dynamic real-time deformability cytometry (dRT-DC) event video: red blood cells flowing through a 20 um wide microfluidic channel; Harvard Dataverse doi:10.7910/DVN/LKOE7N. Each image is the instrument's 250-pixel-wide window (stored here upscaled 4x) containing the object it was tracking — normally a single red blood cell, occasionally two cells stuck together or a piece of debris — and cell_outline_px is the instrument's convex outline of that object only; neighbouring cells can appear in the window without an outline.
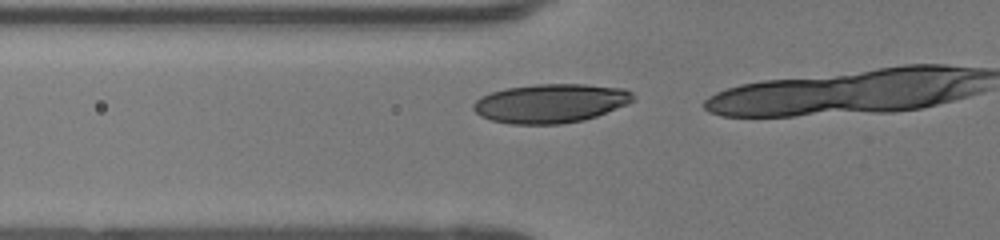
{"species": "human", "species_latin": "Homo sapiens", "temperature_condition": "room temperature", "stored_images_in_passage": 11, "camera_frame_rate_fps": 3000, "um_per_image_px": 0.085, "donor": {"sex": "female"}, "frame": {"image": 1, "passage_image": 7, "time_ms": 2.0, "image_size_px": [1000, 240], "cell_outline_px": [[636, 100], [628, 104], [596, 116], [584, 120], [560, 124], [508, 124], [492, 120], [480, 116], [472, 108], [472, 104], [480, 96], [492, 92], [508, 88], [536, 84], [584, 84], [624, 88], [632, 92], [636, 96]], "centroid_in_image_um": [46.82, 8.78], "position_along_channel_um": 79.0, "area_um2": 36.47}}
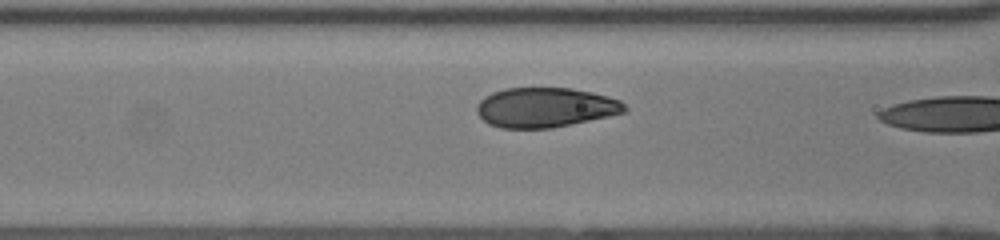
{"frame": {"image": 2, "passage_image": 10, "time_ms": 3.0, "image_size_px": [1000, 240], "cell_outline_px": [[628, 112], [552, 128], [500, 128], [488, 124], [476, 112], [476, 108], [480, 100], [484, 96], [492, 92], [504, 88], [572, 88], [592, 92], [608, 96], [620, 100], [628, 108]], "centroid_in_image_um": [46.36, 9.13], "position_along_channel_um": 120.2, "area_um2": 34.45}}